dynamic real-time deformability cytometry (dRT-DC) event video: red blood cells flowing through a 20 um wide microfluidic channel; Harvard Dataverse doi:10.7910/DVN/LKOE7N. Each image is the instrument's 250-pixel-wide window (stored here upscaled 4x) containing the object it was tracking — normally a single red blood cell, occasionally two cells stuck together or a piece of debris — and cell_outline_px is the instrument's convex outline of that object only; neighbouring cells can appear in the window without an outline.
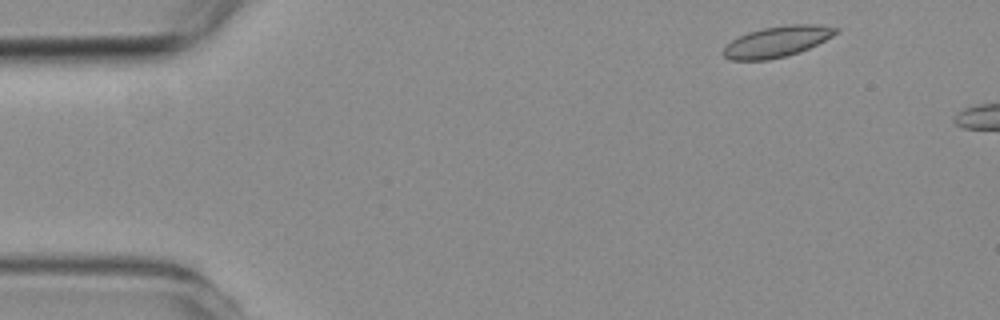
{"species": "common noctule bat (a hibernating species)", "species_latin": "Nyctalus noctula", "temperature_condition": "room temperature", "stored_images_in_passage": 4, "camera_frame_rate_fps": 3000, "um_per_image_px": 0.085, "animal": {"sex": "female", "body_mass_g": 19.3, "forearm_length_mm": 54.1}, "frame": {"image": 1, "passage_image": 1, "time_ms": 0.0, "image_size_px": [1000, 320], "cell_outline_px": [[840, 28], [832, 36], [808, 48], [784, 56], [768, 60], [732, 60], [724, 56], [720, 52], [732, 40], [748, 32], [764, 28], [784, 24], [820, 24]], "centroid_in_image_um": [66.03, 3.52], "position_along_channel_um": 19.0, "area_um2": 20.0}}